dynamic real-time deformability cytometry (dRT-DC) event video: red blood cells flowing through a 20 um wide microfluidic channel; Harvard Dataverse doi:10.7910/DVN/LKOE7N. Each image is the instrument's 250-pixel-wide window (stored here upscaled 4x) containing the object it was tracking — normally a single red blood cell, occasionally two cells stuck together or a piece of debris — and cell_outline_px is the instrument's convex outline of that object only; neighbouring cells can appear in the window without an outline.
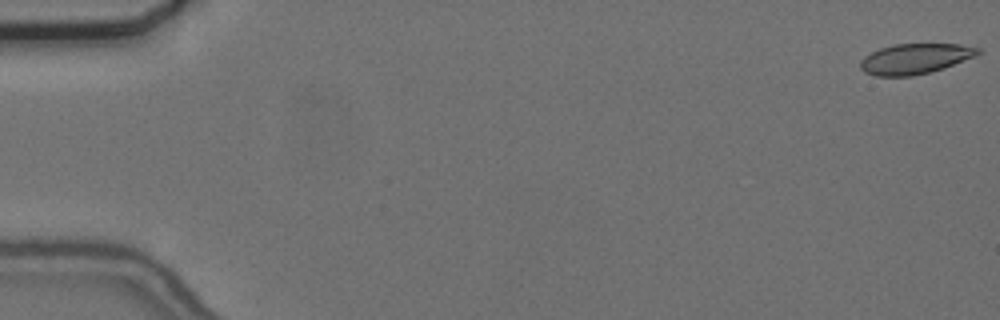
{"species": "common noctule bat (a hibernating species)", "species_latin": "Nyctalus noctula", "temperature_condition": "cold", "stored_images_in_passage": 57, "camera_frame_rate_fps": 3000, "um_per_image_px": 0.085, "animal": {"sex": "female", "body_mass_g": 24.6, "forearm_length_mm": 56.2}, "frame": {"image": 1, "passage_image": 1, "time_ms": 0.0, "image_size_px": [1000, 320], "cell_outline_px": [[980, 52], [976, 56], [944, 68], [912, 76], [876, 76], [864, 72], [860, 68], [860, 60], [864, 56], [880, 48], [892, 44], [960, 44], [980, 48]], "centroid_in_image_um": [77.76, 4.99], "position_along_channel_um": 7.2, "area_um2": 20.81}}
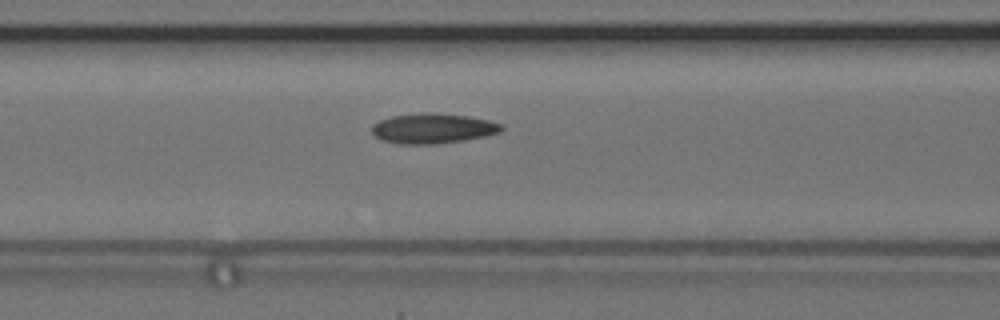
{"frame": {"image": 2, "passage_image": 24, "time_ms": 7.667, "image_size_px": [1000, 320], "cell_outline_px": [[504, 128], [500, 132], [484, 136], [464, 140], [432, 144], [400, 144], [380, 140], [372, 132], [372, 124], [380, 120], [392, 116], [424, 112], [428, 112], [468, 116], [488, 120], [504, 124]], "centroid_in_image_um": [36.79, 10.91], "position_along_channel_um": 129.8, "area_um2": 22.72}}
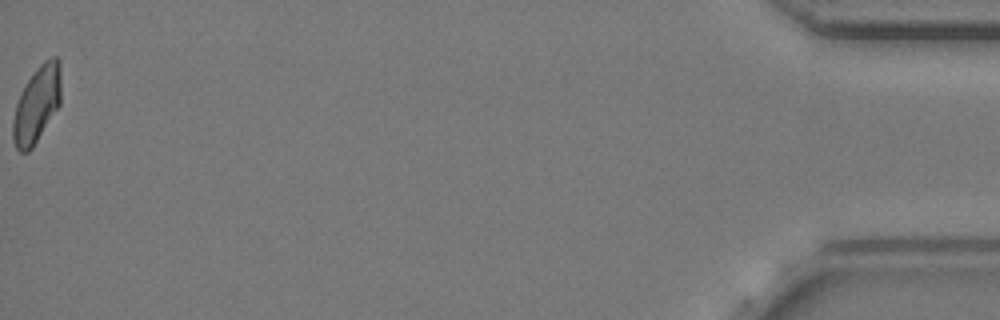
{"frame": {"image": 3, "passage_image": 57, "time_ms": 18.667, "image_size_px": [1000, 320], "cell_outline_px": [[60, 104], [32, 148], [28, 152], [20, 152], [16, 148], [12, 140], [12, 120], [16, 104], [20, 92], [36, 68], [44, 60], [52, 56], [56, 56], [60, 60]], "centroid_in_image_um": [3.11, 8.87], "position_along_channel_um": 432.1, "area_um2": 21.44}, "authors_computed_cell_mechanics": {"area_um2": 21.6172, "velocity_mm_per_s": 3.6689, "shape_relaxation_time_tau1_ms": 7.701, "shape_relaxation_time_tau2_ms": 8.4844, "deformation_change_tau1": 0.1212, "deformation_change_tau2": 0.1586}}